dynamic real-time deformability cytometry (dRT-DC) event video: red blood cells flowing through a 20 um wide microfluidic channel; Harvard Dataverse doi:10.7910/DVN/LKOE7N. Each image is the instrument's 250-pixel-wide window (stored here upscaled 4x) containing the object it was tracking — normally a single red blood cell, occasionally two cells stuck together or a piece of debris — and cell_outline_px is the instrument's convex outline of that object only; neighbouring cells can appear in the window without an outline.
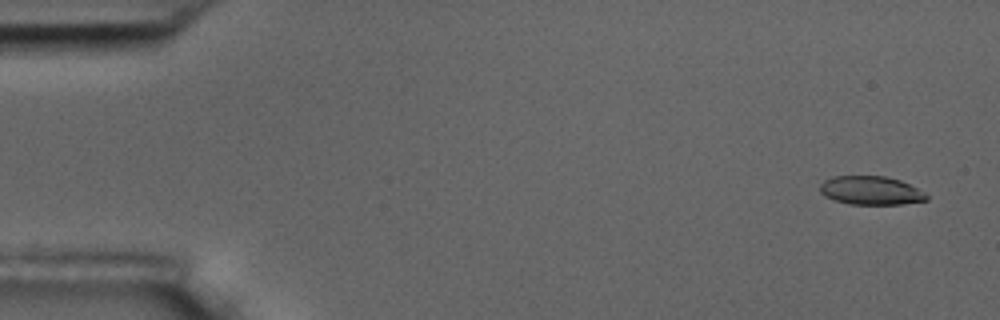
{"species": "common noctule bat (a hibernating species)", "species_latin": "Nyctalus noctula", "temperature_condition": "room temperature", "stored_images_in_passage": 57, "camera_frame_rate_fps": 3000, "um_per_image_px": 0.085, "animal": {"sex": "male", "body_mass_g": 17.5, "forearm_length_mm": 52.3}, "frame": {"image": 1, "passage_image": 3, "time_ms": 0.667, "image_size_px": [1000, 320], "cell_outline_px": [[928, 200], [900, 204], [848, 204], [832, 200], [824, 196], [820, 192], [820, 184], [824, 180], [832, 176], [884, 176], [900, 180], [924, 192], [928, 196]], "centroid_in_image_um": [73.98, 16.19], "position_along_channel_um": 11.0, "area_um2": 17.8}}
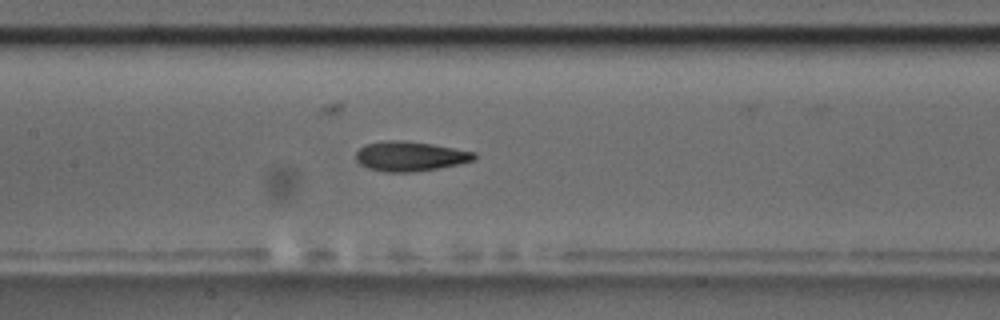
{"frame": {"image": 2, "passage_image": 27, "time_ms": 8.667, "image_size_px": [1000, 320], "cell_outline_px": [[476, 160], [460, 164], [412, 172], [384, 172], [368, 168], [360, 164], [356, 160], [356, 152], [364, 144], [388, 140], [404, 140], [432, 144], [476, 152]], "centroid_in_image_um": [34.86, 13.28], "position_along_channel_um": 172.5, "area_um2": 20.58}}
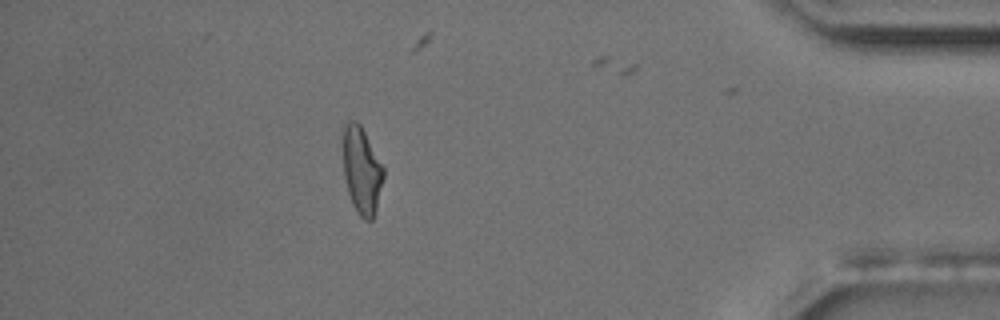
{"frame": {"image": 3, "passage_image": 50, "time_ms": 16.333, "image_size_px": [1000, 320], "cell_outline_px": [[384, 176], [376, 208], [372, 220], [364, 220], [356, 212], [352, 204], [348, 192], [344, 176], [340, 132], [340, 128], [344, 120], [356, 120], [360, 124], [384, 168]], "centroid_in_image_um": [30.68, 14.38], "position_along_channel_um": 404.5, "area_um2": 21.15}, "authors_computed_cell_mechanics": {"area_um2": 19.9988, "velocity_mm_per_s": 3.6246, "shape_relaxation_time_tau1_ms": 4.6769, "shape_relaxation_time_tau2_ms": 2.4264, "deformation_change_tau1": 0.1626, "deformation_change_tau2": 0.096}}